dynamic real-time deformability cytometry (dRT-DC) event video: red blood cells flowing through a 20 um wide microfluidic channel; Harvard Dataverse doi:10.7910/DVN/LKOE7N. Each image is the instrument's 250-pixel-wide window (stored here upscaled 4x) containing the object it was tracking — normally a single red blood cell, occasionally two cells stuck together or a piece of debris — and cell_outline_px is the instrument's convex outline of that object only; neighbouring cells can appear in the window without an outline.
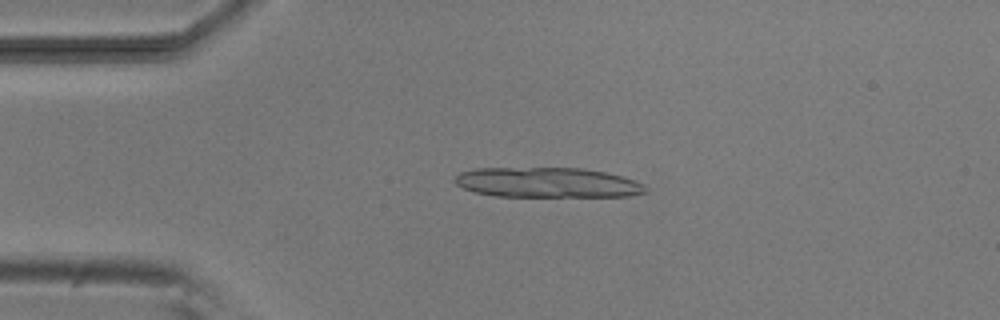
{"species": "common noctule bat (a hibernating species)", "species_latin": "Nyctalus noctula", "temperature_condition": "room temperature", "stored_images_in_passage": 18, "camera_frame_rate_fps": 3000, "um_per_image_px": 0.085, "animal": {"sex": "male", "body_mass_g": 20.5, "forearm_length_mm": 52.5}, "frame": {"image": 1, "passage_image": 11, "time_ms": 3.333, "image_size_px": [1000, 320], "cell_outline_px": [[648, 192], [628, 196], [496, 196], [476, 192], [464, 188], [456, 184], [452, 180], [460, 172], [476, 168], [580, 168], [604, 172], [624, 176], [636, 180], [644, 184], [648, 188]], "centroid_in_image_um": [46.56, 15.51], "position_along_channel_um": 38.4, "area_um2": 33.47}}